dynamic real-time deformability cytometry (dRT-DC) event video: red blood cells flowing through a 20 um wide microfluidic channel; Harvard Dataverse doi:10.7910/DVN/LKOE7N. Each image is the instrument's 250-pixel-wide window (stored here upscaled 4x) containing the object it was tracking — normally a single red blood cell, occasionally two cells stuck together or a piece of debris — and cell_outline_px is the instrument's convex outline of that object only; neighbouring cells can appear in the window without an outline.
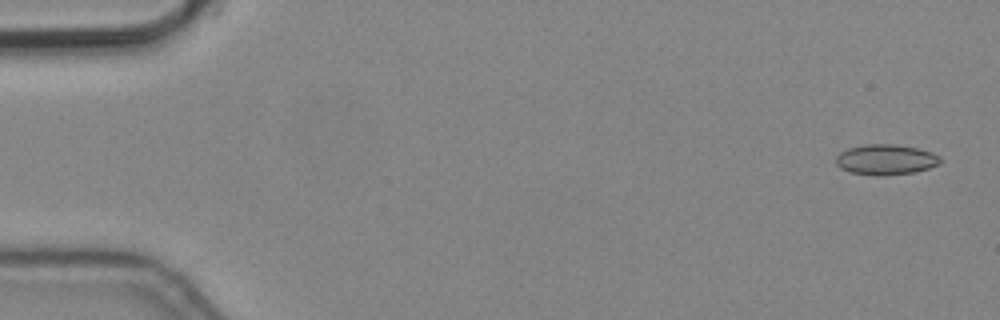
{"species": "common noctule bat (a hibernating species)", "species_latin": "Nyctalus noctula", "temperature_condition": "cold", "stored_images_in_passage": 4, "camera_frame_rate_fps": 3000, "um_per_image_px": 0.085, "animal": {"sex": "male", "body_mass_g": 19.2, "forearm_length_mm": 51.8}, "frame": {"image": 1, "passage_image": 1, "time_ms": 0.0, "image_size_px": [1000, 320], "cell_outline_px": [[940, 164], [916, 172], [884, 176], [876, 176], [852, 172], [840, 168], [836, 164], [836, 156], [840, 152], [848, 148], [864, 144], [896, 144], [916, 148], [932, 152], [940, 156]], "centroid_in_image_um": [75.29, 13.57], "position_along_channel_um": 9.7, "area_um2": 18.61}}
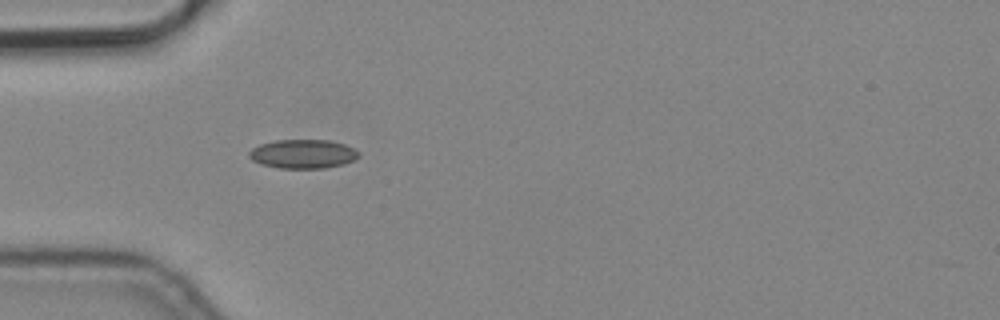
{"frame": {"image": 2, "passage_image": 4, "time_ms": 1.0, "image_size_px": [1000, 320], "cell_outline_px": [[360, 156], [356, 160], [344, 164], [324, 168], [280, 168], [260, 164], [252, 160], [248, 156], [248, 152], [252, 148], [260, 144], [276, 140], [328, 140], [344, 144], [360, 152]], "centroid_in_image_um": [25.76, 13.09], "position_along_channel_um": 59.2, "area_um2": 18.61}}